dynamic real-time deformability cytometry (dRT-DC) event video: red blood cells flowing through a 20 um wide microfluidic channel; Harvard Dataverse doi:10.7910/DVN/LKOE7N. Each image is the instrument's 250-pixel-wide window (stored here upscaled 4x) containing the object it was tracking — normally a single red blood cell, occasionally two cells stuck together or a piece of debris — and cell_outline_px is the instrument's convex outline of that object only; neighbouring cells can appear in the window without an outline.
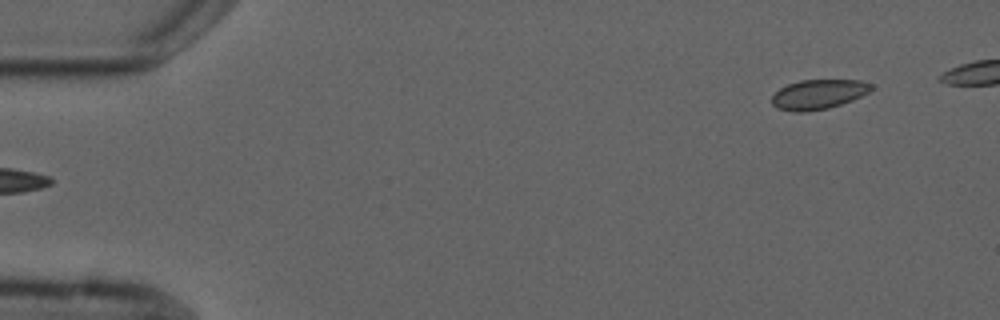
{"species": "common noctule bat (a hibernating species)", "species_latin": "Nyctalus noctula", "temperature_condition": "cold", "stored_images_in_passage": 5, "segment_of_instrument_passage": [2, 2], "camera_frame_rate_fps": 3000, "um_per_image_px": 0.085, "animal": {"sex": "male", "forearm_length_mm": 52.5}, "frame": {"image": 1, "passage_image": 5, "time_ms": 5.667, "image_size_px": [1000, 320], "cell_outline_px": [[872, 88], [868, 92], [852, 100], [828, 108], [808, 112], [792, 112], [776, 108], [772, 104], [772, 96], [780, 88], [788, 84], [800, 80], [860, 80], [872, 84]], "centroid_in_image_um": [69.53, 8.02], "position_along_channel_um": 15.5, "area_um2": 17.17}}